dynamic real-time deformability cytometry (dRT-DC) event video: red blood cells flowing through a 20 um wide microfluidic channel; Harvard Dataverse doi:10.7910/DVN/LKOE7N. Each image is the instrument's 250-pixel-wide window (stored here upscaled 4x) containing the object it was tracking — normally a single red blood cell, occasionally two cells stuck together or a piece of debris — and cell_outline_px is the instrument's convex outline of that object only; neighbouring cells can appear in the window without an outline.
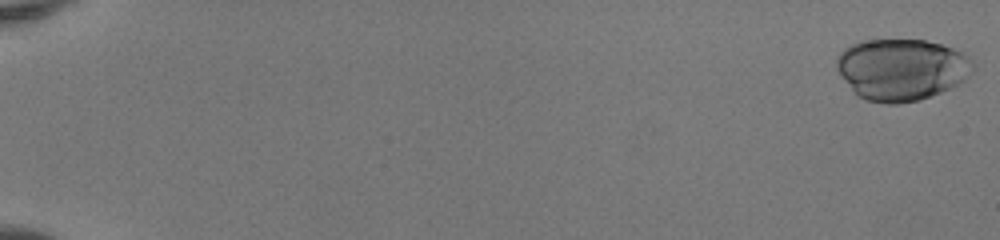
{"species": "human", "species_latin": "Homo sapiens", "temperature_condition": "room temperature", "stored_images_in_passage": 52, "camera_frame_rate_fps": 3000, "um_per_image_px": 0.085, "donor": {"sex": "female"}, "frame": {"image": 1, "passage_image": 1, "time_ms": 0.0, "image_size_px": [1000, 240], "cell_outline_px": [[976, 68], [960, 84], [920, 100], [896, 104], [888, 104], [868, 100], [860, 96], [852, 88], [836, 68], [836, 56], [844, 48], [860, 40], [924, 40], [940, 44], [952, 48], [968, 56], [972, 60]], "centroid_in_image_um": [76.66, 5.89], "position_along_channel_um": 8.3, "area_um2": 48.84}}
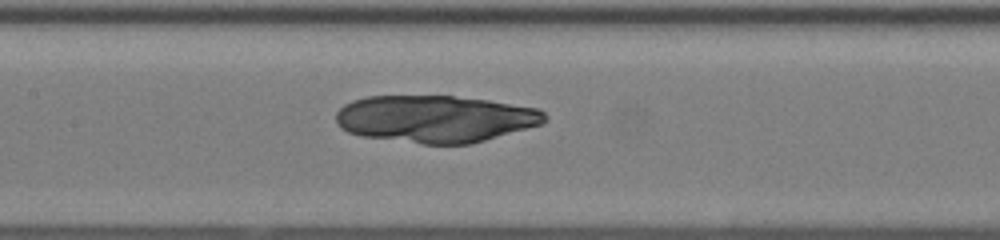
{"frame": {"image": 2, "passage_image": 28, "time_ms": 9.0, "image_size_px": [1000, 240], "cell_outline_px": [[548, 120], [544, 124], [484, 140], [468, 144], [424, 144], [360, 136], [348, 132], [340, 128], [336, 124], [336, 112], [344, 104], [352, 100], [368, 96], [452, 96], [488, 100], [540, 108], [548, 116]], "centroid_in_image_um": [37.01, 10.1], "position_along_channel_um": 170.4, "area_um2": 57.68}}
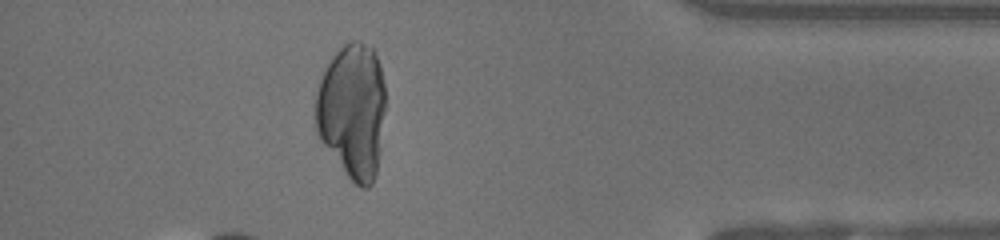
{"frame": {"image": 3, "passage_image": 47, "time_ms": 15.333, "image_size_px": [1000, 240], "cell_outline_px": [[384, 112], [380, 152], [376, 172], [372, 184], [368, 188], [360, 188], [348, 176], [320, 140], [316, 132], [316, 92], [320, 80], [332, 56], [348, 40], [360, 40], [372, 48], [380, 64], [384, 84]], "centroid_in_image_um": [29.95, 9.41], "position_along_channel_um": 405.2, "area_um2": 54.97}}